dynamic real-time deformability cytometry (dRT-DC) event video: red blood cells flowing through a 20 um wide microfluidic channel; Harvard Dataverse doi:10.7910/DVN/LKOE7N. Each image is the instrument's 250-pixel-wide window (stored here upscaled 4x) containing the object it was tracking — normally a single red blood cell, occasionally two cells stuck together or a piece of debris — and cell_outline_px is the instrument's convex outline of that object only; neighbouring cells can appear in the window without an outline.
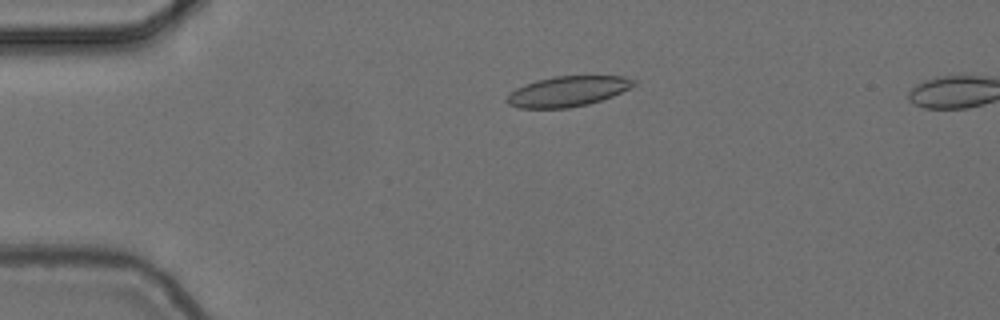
{"species": "common noctule bat (a hibernating species)", "species_latin": "Nyctalus noctula", "temperature_condition": "cold", "stored_images_in_passage": 56, "camera_frame_rate_fps": 3000, "um_per_image_px": 0.085, "animal": {"sex": "female", "body_mass_g": 24.6, "forearm_length_mm": 56.2}, "frame": {"image": 1, "passage_image": 13, "time_ms": 4.0, "image_size_px": [1000, 320], "cell_outline_px": [[636, 84], [612, 96], [588, 104], [568, 108], [516, 108], [508, 104], [504, 100], [516, 88], [524, 84], [536, 80], [556, 76], [624, 76], [636, 80]], "centroid_in_image_um": [48.22, 7.76], "position_along_channel_um": 36.8, "area_um2": 22.31}}
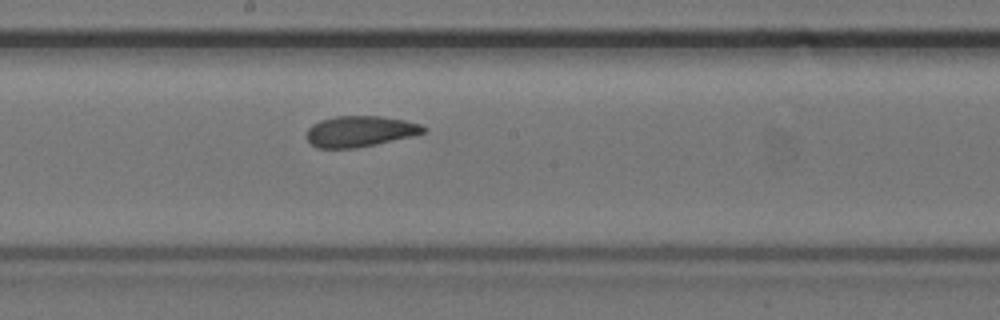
{"frame": {"image": 2, "passage_image": 31, "time_ms": 10.0, "image_size_px": [1000, 320], "cell_outline_px": [[428, 128], [424, 132], [416, 136], [356, 148], [316, 148], [308, 140], [308, 128], [312, 124], [320, 120], [336, 116], [380, 116], [404, 120], [420, 124]], "centroid_in_image_um": [30.63, 11.16], "position_along_channel_um": 217.6, "area_um2": 21.1}}
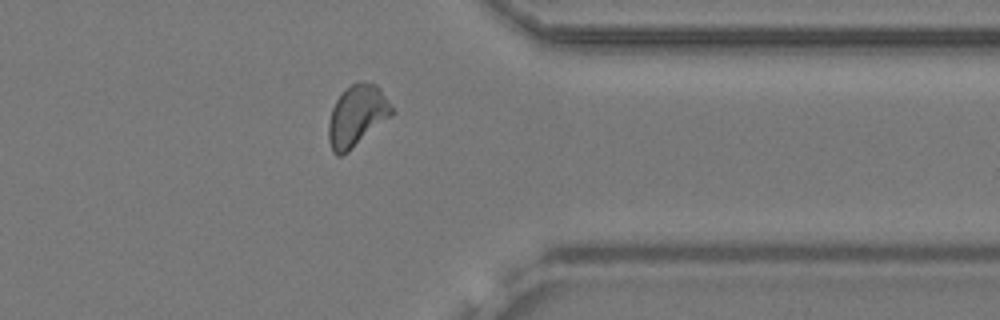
{"frame": {"image": 3, "passage_image": 45, "time_ms": 14.667, "image_size_px": [1000, 320], "cell_outline_px": [[396, 112], [392, 116], [348, 152], [340, 156], [336, 156], [332, 152], [328, 140], [328, 124], [332, 108], [336, 100], [352, 84], [360, 80], [376, 84], [380, 88], [392, 104]], "centroid_in_image_um": [30.37, 9.85], "position_along_channel_um": 381.0, "area_um2": 22.83}}